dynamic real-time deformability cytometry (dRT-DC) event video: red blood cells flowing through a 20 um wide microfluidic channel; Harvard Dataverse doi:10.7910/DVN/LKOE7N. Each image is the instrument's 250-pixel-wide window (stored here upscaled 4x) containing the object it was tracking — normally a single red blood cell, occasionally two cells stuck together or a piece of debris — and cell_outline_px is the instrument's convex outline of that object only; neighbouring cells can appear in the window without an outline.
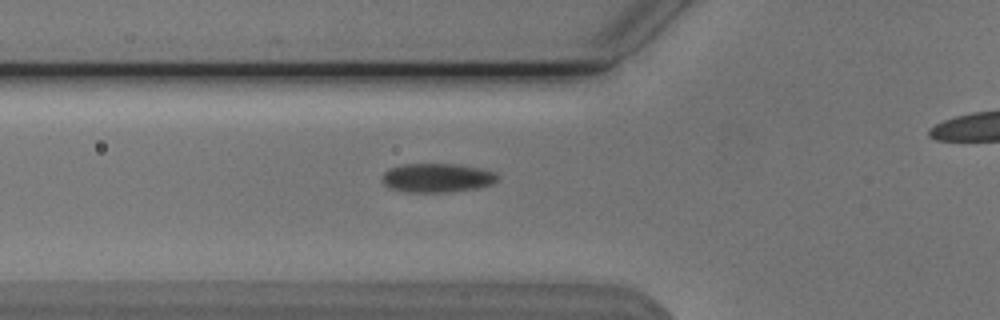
{"species": "Egyptian fruit bat (a non-hibernating species)", "species_latin": "Rousettus aegyptiacus", "temperature_condition": "cold", "stored_images_in_passage": 39, "camera_frame_rate_fps": 3000, "um_per_image_px": 0.085, "animal": {"sex": "male"}, "frame": {"image": 1, "passage_image": 11, "time_ms": 3.333, "image_size_px": [1000, 320], "cell_outline_px": [[500, 176], [492, 184], [476, 188], [448, 192], [408, 192], [392, 188], [384, 184], [384, 172], [388, 168], [400, 164], [456, 164], [480, 168], [496, 172]], "centroid_in_image_um": [37.18, 15.1], "position_along_channel_um": 88.6, "area_um2": 19.42}}
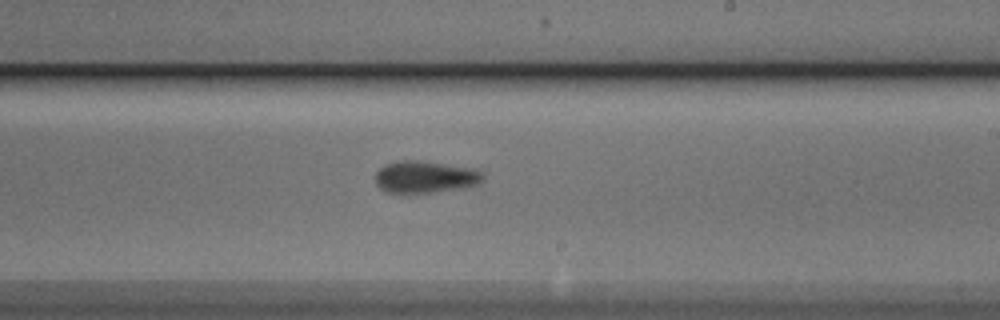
{"frame": {"image": 2, "passage_image": 24, "time_ms": 7.667, "image_size_px": [1000, 320], "cell_outline_px": [[484, 180], [480, 184], [464, 188], [432, 192], [388, 192], [380, 188], [376, 184], [376, 172], [384, 164], [400, 160], [420, 160], [476, 168], [484, 172]], "centroid_in_image_um": [36.21, 15.02], "position_along_channel_um": 252.8, "area_um2": 20.35}}
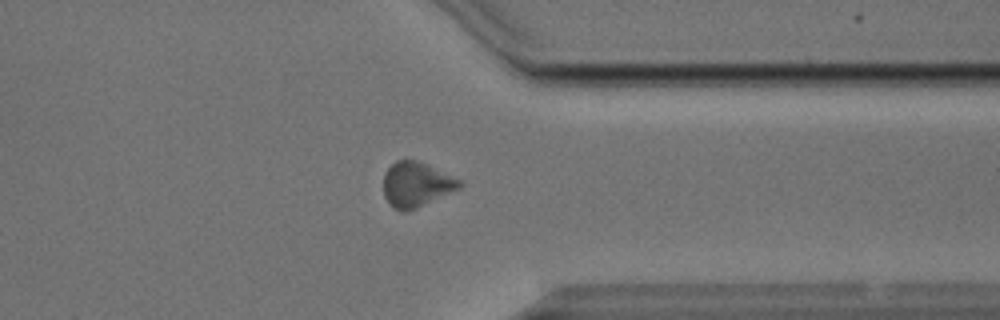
{"frame": {"image": 3, "passage_image": 34, "time_ms": 11.0, "image_size_px": [1000, 320], "cell_outline_px": [[464, 184], [460, 188], [416, 208], [396, 208], [384, 196], [384, 172], [396, 160], [416, 160], [428, 164], [460, 180]], "centroid_in_image_um": [35.41, 15.62], "position_along_channel_um": 376.0, "area_um2": 19.31}, "authors_computed_cell_mechanics": {"area_um2": 19.363, "velocity_mm_per_s": 3.7849, "shape_relaxation_time_tau1_ms": 2.464, "shape_relaxation_time_tau2_ms": null, "deformation_change_tau1": 0.0605, "deformation_change_tau2": null}}